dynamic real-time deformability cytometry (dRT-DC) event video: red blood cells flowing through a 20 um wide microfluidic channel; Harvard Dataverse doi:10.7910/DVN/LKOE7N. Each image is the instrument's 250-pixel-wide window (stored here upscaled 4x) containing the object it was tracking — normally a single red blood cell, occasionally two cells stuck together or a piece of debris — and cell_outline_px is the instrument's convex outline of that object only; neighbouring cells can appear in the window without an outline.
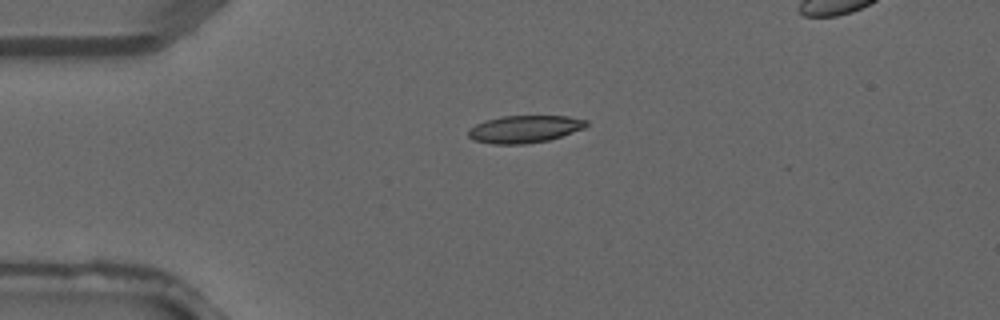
{"species": "common noctule bat (a hibernating species)", "species_latin": "Nyctalus noctula", "temperature_condition": "warm", "stored_images_in_passage": 2, "camera_frame_rate_fps": 3000, "um_per_image_px": 0.085, "animal": {"sex": "male", "forearm_length_mm": 52.5}, "frame": {"image": 1, "passage_image": 1, "time_ms": 0.0, "image_size_px": [1000, 320], "cell_outline_px": [[588, 124], [584, 128], [548, 140], [524, 144], [492, 144], [472, 140], [468, 136], [468, 132], [476, 124], [484, 120], [500, 116], [568, 116], [588, 120]], "centroid_in_image_um": [44.57, 10.97], "position_along_channel_um": 40.4, "area_um2": 18.79}}